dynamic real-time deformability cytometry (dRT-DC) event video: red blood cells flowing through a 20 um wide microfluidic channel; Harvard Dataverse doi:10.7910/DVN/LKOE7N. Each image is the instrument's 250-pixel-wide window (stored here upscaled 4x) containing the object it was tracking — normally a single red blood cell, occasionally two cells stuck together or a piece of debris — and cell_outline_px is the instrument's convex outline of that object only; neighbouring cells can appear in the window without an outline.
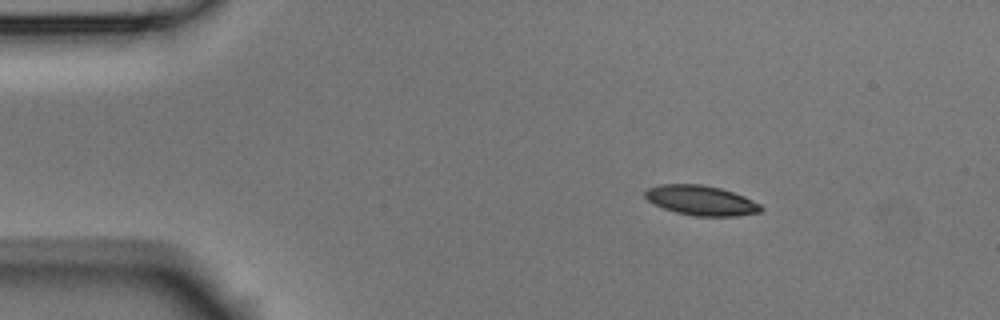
{"species": "Egyptian fruit bat (a non-hibernating species)", "species_latin": "Rousettus aegyptiacus", "temperature_condition": "room temperature", "stored_images_in_passage": 3, "camera_frame_rate_fps": 3000, "um_per_image_px": 0.085, "animal": {"sex": "male"}, "frame": {"image": 1, "passage_image": 1, "time_ms": 0.0, "image_size_px": [1000, 320], "cell_outline_px": [[764, 208], [760, 212], [736, 216], [696, 216], [676, 212], [664, 208], [648, 200], [644, 196], [644, 192], [648, 188], [660, 184], [700, 184], [720, 188], [744, 196], [760, 204]], "centroid_in_image_um": [59.6, 17.03], "position_along_channel_um": 25.4, "area_um2": 20.0}}